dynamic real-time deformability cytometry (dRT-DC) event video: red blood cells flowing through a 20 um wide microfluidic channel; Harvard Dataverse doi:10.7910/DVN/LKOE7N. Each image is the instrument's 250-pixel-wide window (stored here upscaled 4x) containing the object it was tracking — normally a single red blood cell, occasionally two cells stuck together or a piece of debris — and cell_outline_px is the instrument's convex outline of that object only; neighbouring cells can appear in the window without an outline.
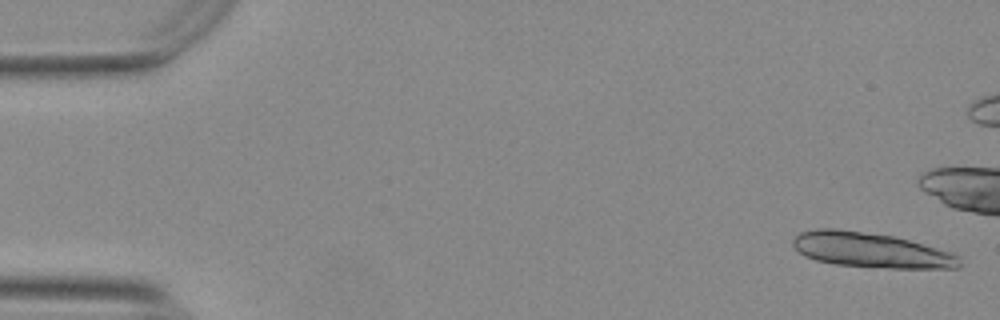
{"species": "Egyptian fruit bat (a non-hibernating species)", "species_latin": "Rousettus aegyptiacus", "temperature_condition": "warm", "stored_images_in_passage": 15, "camera_frame_rate_fps": 3000, "um_per_image_px": 0.085, "animal": {"sex": "female"}, "frame": {"image": 1, "passage_image": 1, "time_ms": 0.0, "image_size_px": [1000, 320], "cell_outline_px": [[960, 268], [888, 268], [836, 264], [816, 260], [804, 256], [792, 244], [792, 240], [800, 232], [816, 228], [836, 228], [892, 236], [908, 240], [952, 252], [960, 256]], "centroid_in_image_um": [74.03, 21.26], "position_along_channel_um": 11.0, "area_um2": 33.81}}